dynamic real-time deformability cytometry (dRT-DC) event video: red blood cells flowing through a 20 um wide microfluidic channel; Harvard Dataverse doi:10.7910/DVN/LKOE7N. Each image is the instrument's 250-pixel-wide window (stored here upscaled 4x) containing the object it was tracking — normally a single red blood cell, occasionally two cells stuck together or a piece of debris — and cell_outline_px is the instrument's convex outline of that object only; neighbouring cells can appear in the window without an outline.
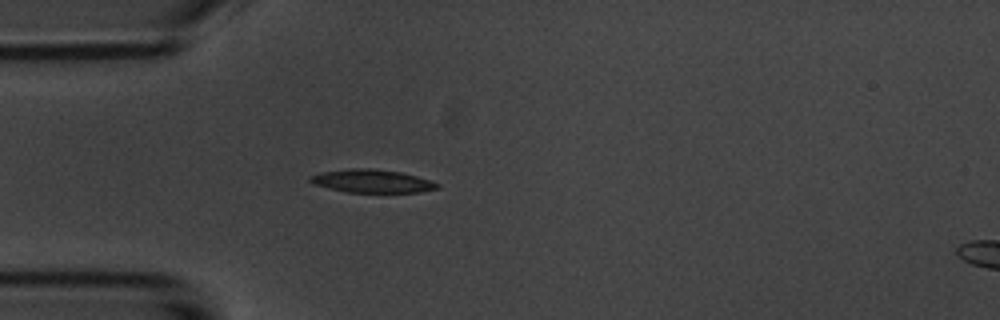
{"species": "common noctule bat (a hibernating species)", "species_latin": "Nyctalus noctula", "temperature_condition": "room temperature", "stored_images_in_passage": 2, "camera_frame_rate_fps": 3000, "um_per_image_px": 0.085, "animal": {"sex": "male", "body_mass_g": 20.1, "forearm_length_mm": 53.5}, "frame": {"image": 1, "passage_image": 2, "time_ms": 1.333, "image_size_px": [1000, 320], "cell_outline_px": [[440, 188], [420, 192], [344, 192], [312, 184], [308, 180], [308, 176], [320, 172], [352, 168], [372, 168], [400, 172], [416, 176], [440, 184]], "centroid_in_image_um": [31.56, 15.39], "position_along_channel_um": 53.4, "area_um2": 17.22}}